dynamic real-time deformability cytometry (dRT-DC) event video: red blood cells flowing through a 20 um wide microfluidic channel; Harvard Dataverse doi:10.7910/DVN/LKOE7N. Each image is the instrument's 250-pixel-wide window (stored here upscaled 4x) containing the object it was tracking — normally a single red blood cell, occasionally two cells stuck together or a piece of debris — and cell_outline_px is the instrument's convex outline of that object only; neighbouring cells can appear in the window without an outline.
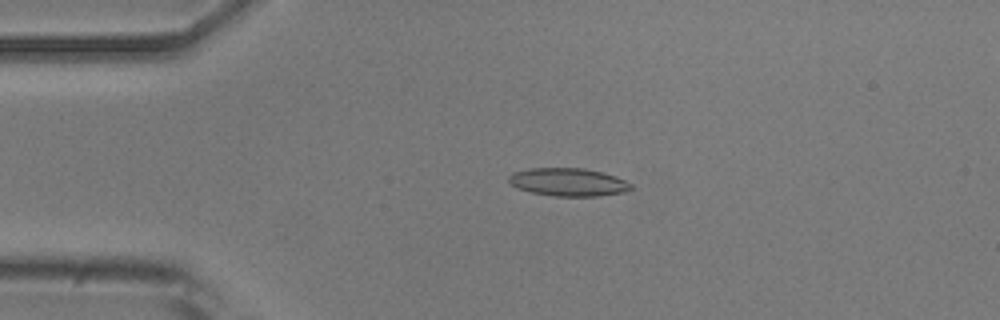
{"species": "common noctule bat (a hibernating species)", "species_latin": "Nyctalus noctula", "temperature_condition": "room temperature", "stored_images_in_passage": 52, "camera_frame_rate_fps": 3000, "um_per_image_px": 0.085, "animal": {"sex": "male", "body_mass_g": 20.5, "forearm_length_mm": 52.5}, "frame": {"image": 1, "passage_image": 11, "time_ms": 3.333, "image_size_px": [1000, 320], "cell_outline_px": [[632, 188], [620, 192], [596, 196], [552, 196], [532, 192], [516, 188], [508, 180], [508, 176], [512, 172], [528, 168], [584, 168], [616, 176], [632, 184]], "centroid_in_image_um": [48.24, 15.47], "position_along_channel_um": 36.8, "area_um2": 19.83}}
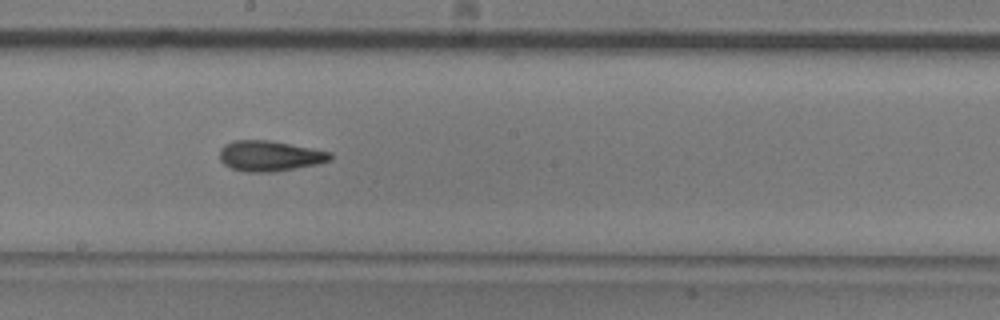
{"frame": {"image": 2, "passage_image": 28, "time_ms": 9.0, "image_size_px": [1000, 320], "cell_outline_px": [[332, 160], [320, 164], [276, 172], [244, 172], [232, 168], [224, 164], [220, 160], [220, 148], [224, 144], [232, 140], [268, 140], [332, 152]], "centroid_in_image_um": [22.94, 13.26], "position_along_channel_um": 225.3, "area_um2": 19.88}}
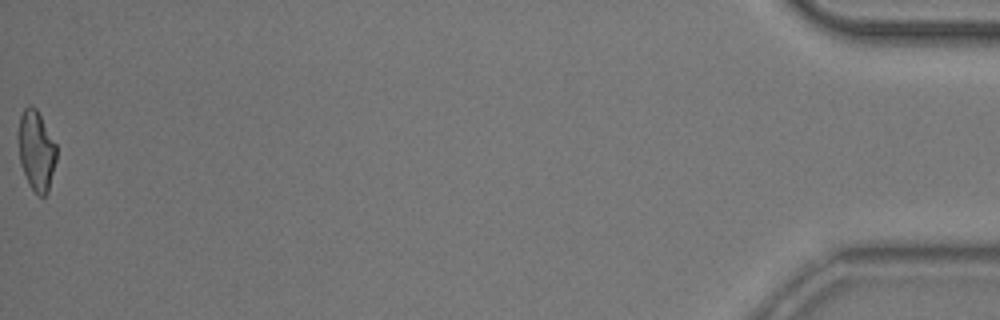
{"frame": {"image": 3, "passage_image": 52, "time_ms": 17.0, "image_size_px": [1000, 320], "cell_outline_px": [[56, 160], [48, 192], [44, 196], [40, 196], [28, 184], [20, 164], [16, 136], [16, 132], [20, 116], [24, 108], [28, 104], [32, 104], [36, 108], [56, 144]], "centroid_in_image_um": [3.04, 12.76], "position_along_channel_um": 432.2, "area_um2": 18.15}, "authors_computed_cell_mechanics": {"area_um2": 19.074, "velocity_mm_per_s": 3.8618, "shape_relaxation_time_tau1_ms": 4.3544, "shape_relaxation_time_tau2_ms": 2.8169, "deformation_change_tau1": 0.1492, "deformation_change_tau2": 0.1189}}